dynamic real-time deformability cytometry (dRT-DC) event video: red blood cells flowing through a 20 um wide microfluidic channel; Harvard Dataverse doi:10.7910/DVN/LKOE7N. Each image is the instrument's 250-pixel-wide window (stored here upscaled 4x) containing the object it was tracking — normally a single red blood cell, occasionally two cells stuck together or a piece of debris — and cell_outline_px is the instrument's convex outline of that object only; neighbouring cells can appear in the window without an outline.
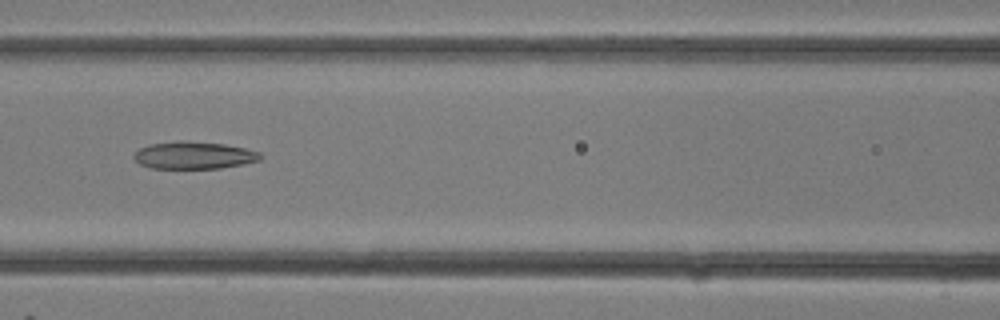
{"species": "common noctule bat (a hibernating species)", "species_latin": "Nyctalus noctula", "temperature_condition": "room temperature", "stored_images_in_passage": 22, "camera_frame_rate_fps": 3000, "um_per_image_px": 0.085, "animal": {"sex": "female"}, "frame": {"image": 1, "passage_image": 5, "time_ms": 1.333, "image_size_px": [1000, 320], "cell_outline_px": [[264, 156], [260, 160], [244, 164], [220, 168], [152, 168], [140, 164], [132, 156], [140, 148], [148, 144], [176, 140], [188, 140], [224, 144], [244, 148], [260, 152]], "centroid_in_image_um": [16.49, 13.18], "position_along_channel_um": 150.1, "area_um2": 20.35}}
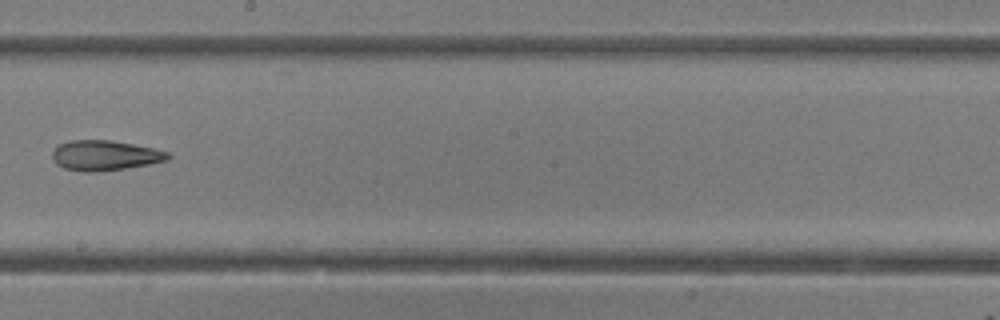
{"frame": {"image": 2, "passage_image": 9, "time_ms": 2.667, "image_size_px": [1000, 320], "cell_outline_px": [[172, 156], [168, 160], [148, 164], [124, 168], [96, 172], [84, 172], [64, 168], [56, 164], [52, 160], [52, 152], [60, 144], [68, 140], [108, 140], [132, 144], [152, 148], [168, 152]], "centroid_in_image_um": [8.89, 13.21], "position_along_channel_um": 239.3, "area_um2": 20.17}}
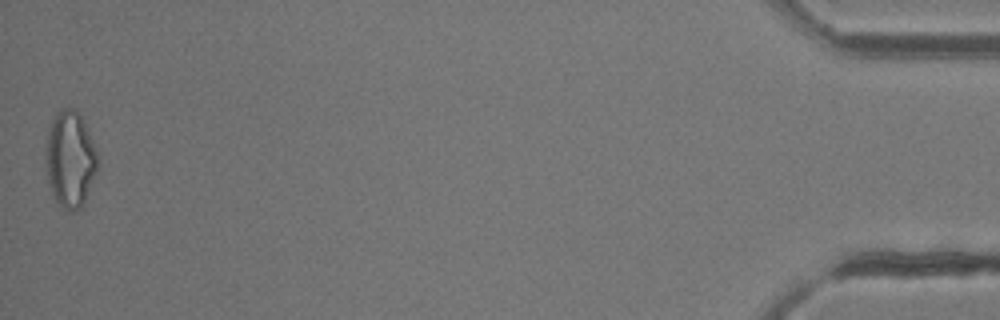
{"frame": {"image": 3, "passage_image": 22, "time_ms": 7.0, "image_size_px": [1000, 320], "cell_outline_px": [[100, 160], [96, 172], [84, 204], [80, 208], [72, 212], [68, 212], [56, 200], [52, 192], [48, 180], [48, 132], [52, 120], [56, 112], [64, 108], [76, 108], [92, 140]], "centroid_in_image_um": [6.01, 13.55], "position_along_channel_um": 429.2, "area_um2": 28.5}}